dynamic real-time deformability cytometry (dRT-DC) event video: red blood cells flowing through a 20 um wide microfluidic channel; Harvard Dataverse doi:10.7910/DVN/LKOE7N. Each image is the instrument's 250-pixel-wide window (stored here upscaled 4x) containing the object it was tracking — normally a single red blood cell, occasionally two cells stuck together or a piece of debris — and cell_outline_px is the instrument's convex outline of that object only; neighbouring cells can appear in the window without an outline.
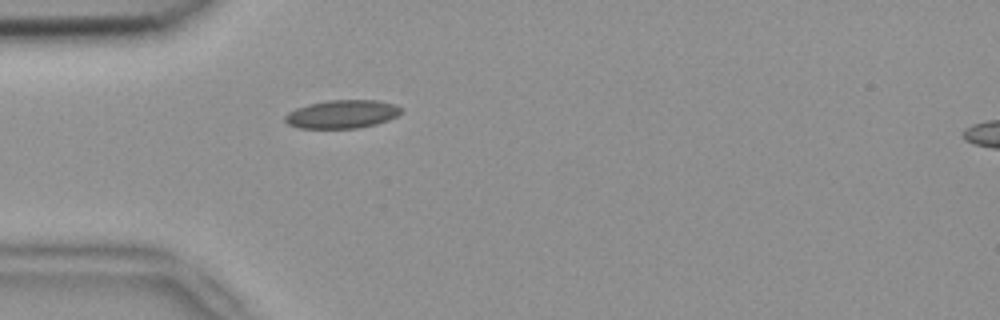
{"species": "common noctule bat (a hibernating species)", "species_latin": "Nyctalus noctula", "temperature_condition": "room temperature", "stored_images_in_passage": 1, "camera_frame_rate_fps": 3000, "um_per_image_px": 0.085, "animal": {"sex": "female", "body_mass_g": 18.4}, "frame": {"image": 1, "passage_image": 1, "time_ms": 0.0, "image_size_px": [1000, 320], "cell_outline_px": [[404, 112], [388, 120], [376, 124], [356, 128], [296, 128], [288, 124], [284, 120], [284, 116], [288, 112], [296, 108], [308, 104], [328, 100], [380, 100], [396, 104], [404, 108]], "centroid_in_image_um": [29.11, 9.69], "position_along_channel_um": 55.9, "area_um2": 19.42}}